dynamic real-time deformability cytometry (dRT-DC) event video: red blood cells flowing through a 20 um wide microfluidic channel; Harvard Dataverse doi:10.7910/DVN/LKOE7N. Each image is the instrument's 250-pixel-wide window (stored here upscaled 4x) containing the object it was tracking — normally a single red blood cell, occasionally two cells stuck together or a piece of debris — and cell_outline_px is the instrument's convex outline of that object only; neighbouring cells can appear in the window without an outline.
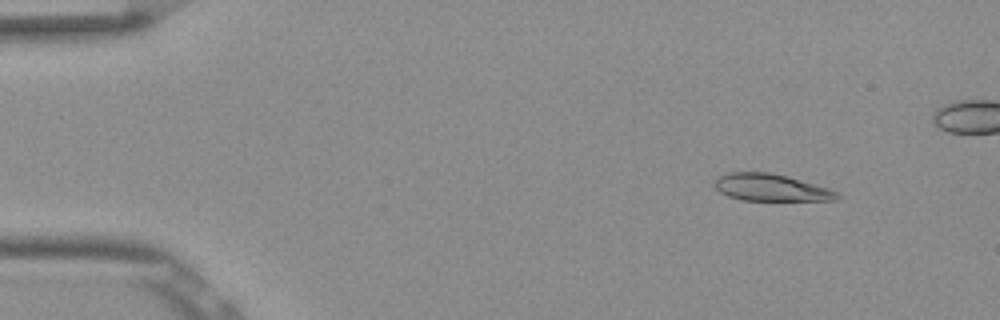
{"species": "Egyptian fruit bat (a non-hibernating species)", "species_latin": "Rousettus aegyptiacus", "temperature_condition": "room temperature", "stored_images_in_passage": 54, "camera_frame_rate_fps": 3000, "um_per_image_px": 0.085, "frame": {"image": 1, "passage_image": 6, "time_ms": 1.667, "image_size_px": [1000, 320], "cell_outline_px": [[840, 196], [836, 200], [740, 200], [728, 196], [720, 192], [712, 184], [720, 176], [728, 172], [768, 172], [788, 176], [828, 188], [836, 192]], "centroid_in_image_um": [65.49, 15.94], "position_along_channel_um": 19.5, "area_um2": 19.19}}
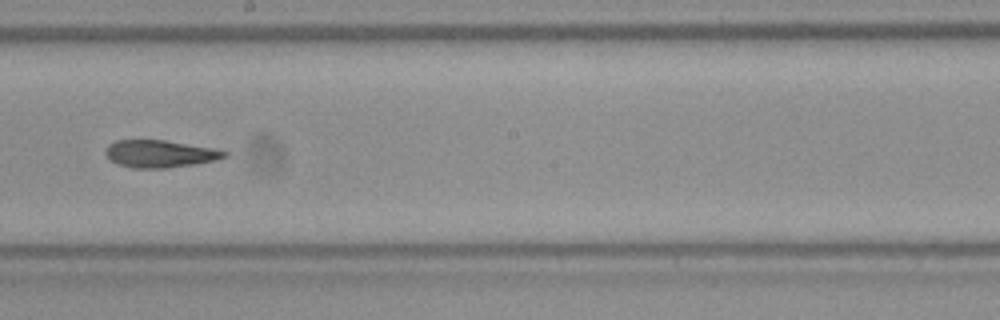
{"frame": {"image": 2, "passage_image": 30, "time_ms": 9.667, "image_size_px": [1000, 320], "cell_outline_px": [[228, 156], [216, 160], [196, 164], [168, 168], [132, 168], [116, 164], [108, 160], [104, 152], [108, 144], [116, 140], [164, 140], [212, 148], [228, 152]], "centroid_in_image_um": [13.55, 13.08], "position_along_channel_um": 234.7, "area_um2": 19.13}}
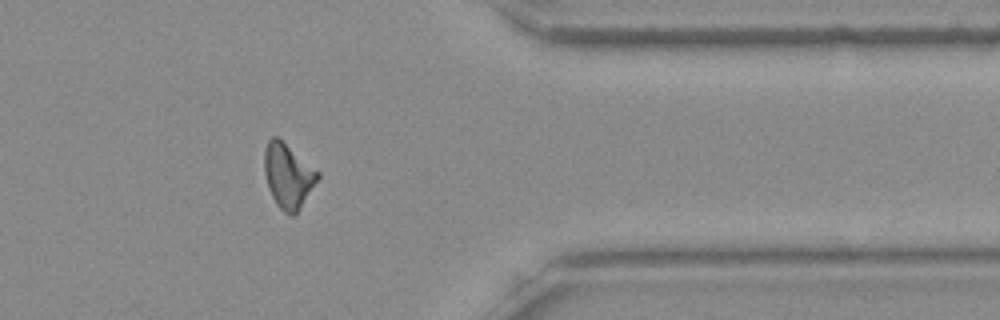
{"frame": {"image": 3, "passage_image": 43, "time_ms": 14.0, "image_size_px": [1000, 320], "cell_outline_px": [[320, 176], [296, 212], [292, 216], [284, 212], [276, 204], [268, 188], [264, 172], [264, 148], [268, 140], [272, 136], [276, 136], [320, 172]], "centroid_in_image_um": [24.45, 14.92], "position_along_channel_um": 386.9, "area_um2": 19.71}, "authors_computed_cell_mechanics": {"area_um2": 19.6809, "velocity_mm_per_s": 3.8644, "shape_relaxation_time_tau1_ms": null, "shape_relaxation_time_tau2_ms": 4.295, "deformation_change_tau1": null, "deformation_change_tau2": 0.1299}}